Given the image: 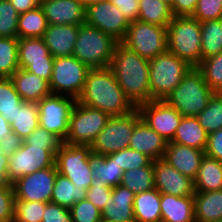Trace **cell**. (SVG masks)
<instances>
[{
	"instance_id": "cell-1",
	"label": "cell",
	"mask_w": 222,
	"mask_h": 222,
	"mask_svg": "<svg viewBox=\"0 0 222 222\" xmlns=\"http://www.w3.org/2000/svg\"><path fill=\"white\" fill-rule=\"evenodd\" d=\"M77 101L110 117L125 115L136 107L125 96L111 68H90Z\"/></svg>"
},
{
	"instance_id": "cell-2",
	"label": "cell",
	"mask_w": 222,
	"mask_h": 222,
	"mask_svg": "<svg viewBox=\"0 0 222 222\" xmlns=\"http://www.w3.org/2000/svg\"><path fill=\"white\" fill-rule=\"evenodd\" d=\"M109 67L125 96L135 107L152 101L148 59L118 42Z\"/></svg>"
},
{
	"instance_id": "cell-3",
	"label": "cell",
	"mask_w": 222,
	"mask_h": 222,
	"mask_svg": "<svg viewBox=\"0 0 222 222\" xmlns=\"http://www.w3.org/2000/svg\"><path fill=\"white\" fill-rule=\"evenodd\" d=\"M214 93L205 82L202 73L196 67H192L164 101L182 116L196 117L206 108Z\"/></svg>"
},
{
	"instance_id": "cell-4",
	"label": "cell",
	"mask_w": 222,
	"mask_h": 222,
	"mask_svg": "<svg viewBox=\"0 0 222 222\" xmlns=\"http://www.w3.org/2000/svg\"><path fill=\"white\" fill-rule=\"evenodd\" d=\"M167 49L197 67L202 61L200 22L192 16H174L167 26Z\"/></svg>"
},
{
	"instance_id": "cell-5",
	"label": "cell",
	"mask_w": 222,
	"mask_h": 222,
	"mask_svg": "<svg viewBox=\"0 0 222 222\" xmlns=\"http://www.w3.org/2000/svg\"><path fill=\"white\" fill-rule=\"evenodd\" d=\"M118 41L87 24L79 25L73 56L89 68L108 67Z\"/></svg>"
},
{
	"instance_id": "cell-6",
	"label": "cell",
	"mask_w": 222,
	"mask_h": 222,
	"mask_svg": "<svg viewBox=\"0 0 222 222\" xmlns=\"http://www.w3.org/2000/svg\"><path fill=\"white\" fill-rule=\"evenodd\" d=\"M192 68L168 49L149 60V85L152 100H164Z\"/></svg>"
},
{
	"instance_id": "cell-7",
	"label": "cell",
	"mask_w": 222,
	"mask_h": 222,
	"mask_svg": "<svg viewBox=\"0 0 222 222\" xmlns=\"http://www.w3.org/2000/svg\"><path fill=\"white\" fill-rule=\"evenodd\" d=\"M141 120L137 107L125 115L110 117L90 146L92 152L107 156L128 148L134 128Z\"/></svg>"
},
{
	"instance_id": "cell-8",
	"label": "cell",
	"mask_w": 222,
	"mask_h": 222,
	"mask_svg": "<svg viewBox=\"0 0 222 222\" xmlns=\"http://www.w3.org/2000/svg\"><path fill=\"white\" fill-rule=\"evenodd\" d=\"M121 43L142 58L151 60L167 50V27L139 20L130 22Z\"/></svg>"
},
{
	"instance_id": "cell-9",
	"label": "cell",
	"mask_w": 222,
	"mask_h": 222,
	"mask_svg": "<svg viewBox=\"0 0 222 222\" xmlns=\"http://www.w3.org/2000/svg\"><path fill=\"white\" fill-rule=\"evenodd\" d=\"M91 152L89 145L62 143L55 159L58 173L66 176L74 186L88 190L93 180L89 164Z\"/></svg>"
},
{
	"instance_id": "cell-10",
	"label": "cell",
	"mask_w": 222,
	"mask_h": 222,
	"mask_svg": "<svg viewBox=\"0 0 222 222\" xmlns=\"http://www.w3.org/2000/svg\"><path fill=\"white\" fill-rule=\"evenodd\" d=\"M89 69L73 55L54 58L52 77L49 82L51 93L77 100L83 90Z\"/></svg>"
},
{
	"instance_id": "cell-11",
	"label": "cell",
	"mask_w": 222,
	"mask_h": 222,
	"mask_svg": "<svg viewBox=\"0 0 222 222\" xmlns=\"http://www.w3.org/2000/svg\"><path fill=\"white\" fill-rule=\"evenodd\" d=\"M109 118L107 113L77 101L72 109L69 131L63 143L91 146Z\"/></svg>"
},
{
	"instance_id": "cell-12",
	"label": "cell",
	"mask_w": 222,
	"mask_h": 222,
	"mask_svg": "<svg viewBox=\"0 0 222 222\" xmlns=\"http://www.w3.org/2000/svg\"><path fill=\"white\" fill-rule=\"evenodd\" d=\"M77 100L73 97L51 94L37 102L39 126L57 136L62 142L69 131V120Z\"/></svg>"
},
{
	"instance_id": "cell-13",
	"label": "cell",
	"mask_w": 222,
	"mask_h": 222,
	"mask_svg": "<svg viewBox=\"0 0 222 222\" xmlns=\"http://www.w3.org/2000/svg\"><path fill=\"white\" fill-rule=\"evenodd\" d=\"M55 159L56 155L47 147H33L23 142L22 146L9 156V184L27 174L54 166Z\"/></svg>"
},
{
	"instance_id": "cell-14",
	"label": "cell",
	"mask_w": 222,
	"mask_h": 222,
	"mask_svg": "<svg viewBox=\"0 0 222 222\" xmlns=\"http://www.w3.org/2000/svg\"><path fill=\"white\" fill-rule=\"evenodd\" d=\"M85 24L98 28L121 42L130 22L116 5L107 0L85 8Z\"/></svg>"
},
{
	"instance_id": "cell-15",
	"label": "cell",
	"mask_w": 222,
	"mask_h": 222,
	"mask_svg": "<svg viewBox=\"0 0 222 222\" xmlns=\"http://www.w3.org/2000/svg\"><path fill=\"white\" fill-rule=\"evenodd\" d=\"M57 172L55 164L16 180L12 183L15 200L51 202Z\"/></svg>"
},
{
	"instance_id": "cell-16",
	"label": "cell",
	"mask_w": 222,
	"mask_h": 222,
	"mask_svg": "<svg viewBox=\"0 0 222 222\" xmlns=\"http://www.w3.org/2000/svg\"><path fill=\"white\" fill-rule=\"evenodd\" d=\"M141 119L167 142H171L182 115L164 100H152L137 107Z\"/></svg>"
},
{
	"instance_id": "cell-17",
	"label": "cell",
	"mask_w": 222,
	"mask_h": 222,
	"mask_svg": "<svg viewBox=\"0 0 222 222\" xmlns=\"http://www.w3.org/2000/svg\"><path fill=\"white\" fill-rule=\"evenodd\" d=\"M154 186L160 194L193 197L194 180L181 174L163 159L153 161Z\"/></svg>"
},
{
	"instance_id": "cell-18",
	"label": "cell",
	"mask_w": 222,
	"mask_h": 222,
	"mask_svg": "<svg viewBox=\"0 0 222 222\" xmlns=\"http://www.w3.org/2000/svg\"><path fill=\"white\" fill-rule=\"evenodd\" d=\"M40 7L48 25H82L85 7L78 0H44Z\"/></svg>"
},
{
	"instance_id": "cell-19",
	"label": "cell",
	"mask_w": 222,
	"mask_h": 222,
	"mask_svg": "<svg viewBox=\"0 0 222 222\" xmlns=\"http://www.w3.org/2000/svg\"><path fill=\"white\" fill-rule=\"evenodd\" d=\"M204 155L203 150L168 142L162 159L181 174L194 180Z\"/></svg>"
},
{
	"instance_id": "cell-20",
	"label": "cell",
	"mask_w": 222,
	"mask_h": 222,
	"mask_svg": "<svg viewBox=\"0 0 222 222\" xmlns=\"http://www.w3.org/2000/svg\"><path fill=\"white\" fill-rule=\"evenodd\" d=\"M135 193L128 188L118 185L112 187V194L101 211L103 222H135L134 219Z\"/></svg>"
},
{
	"instance_id": "cell-21",
	"label": "cell",
	"mask_w": 222,
	"mask_h": 222,
	"mask_svg": "<svg viewBox=\"0 0 222 222\" xmlns=\"http://www.w3.org/2000/svg\"><path fill=\"white\" fill-rule=\"evenodd\" d=\"M167 141L141 120L134 128L128 148L147 155L153 161L162 159Z\"/></svg>"
},
{
	"instance_id": "cell-22",
	"label": "cell",
	"mask_w": 222,
	"mask_h": 222,
	"mask_svg": "<svg viewBox=\"0 0 222 222\" xmlns=\"http://www.w3.org/2000/svg\"><path fill=\"white\" fill-rule=\"evenodd\" d=\"M79 25H48L42 39L50 54L56 57L72 56Z\"/></svg>"
},
{
	"instance_id": "cell-23",
	"label": "cell",
	"mask_w": 222,
	"mask_h": 222,
	"mask_svg": "<svg viewBox=\"0 0 222 222\" xmlns=\"http://www.w3.org/2000/svg\"><path fill=\"white\" fill-rule=\"evenodd\" d=\"M10 78L24 102L37 103L52 94L47 80L25 69L16 70Z\"/></svg>"
},
{
	"instance_id": "cell-24",
	"label": "cell",
	"mask_w": 222,
	"mask_h": 222,
	"mask_svg": "<svg viewBox=\"0 0 222 222\" xmlns=\"http://www.w3.org/2000/svg\"><path fill=\"white\" fill-rule=\"evenodd\" d=\"M161 222H196L193 197L160 194Z\"/></svg>"
},
{
	"instance_id": "cell-25",
	"label": "cell",
	"mask_w": 222,
	"mask_h": 222,
	"mask_svg": "<svg viewBox=\"0 0 222 222\" xmlns=\"http://www.w3.org/2000/svg\"><path fill=\"white\" fill-rule=\"evenodd\" d=\"M89 164L92 169V183H101L111 188L121 184L124 171L109 155L103 156L91 152Z\"/></svg>"
},
{
	"instance_id": "cell-26",
	"label": "cell",
	"mask_w": 222,
	"mask_h": 222,
	"mask_svg": "<svg viewBox=\"0 0 222 222\" xmlns=\"http://www.w3.org/2000/svg\"><path fill=\"white\" fill-rule=\"evenodd\" d=\"M171 142L205 151L208 133L197 117L183 116Z\"/></svg>"
},
{
	"instance_id": "cell-27",
	"label": "cell",
	"mask_w": 222,
	"mask_h": 222,
	"mask_svg": "<svg viewBox=\"0 0 222 222\" xmlns=\"http://www.w3.org/2000/svg\"><path fill=\"white\" fill-rule=\"evenodd\" d=\"M196 222H222V190L195 192Z\"/></svg>"
},
{
	"instance_id": "cell-28",
	"label": "cell",
	"mask_w": 222,
	"mask_h": 222,
	"mask_svg": "<svg viewBox=\"0 0 222 222\" xmlns=\"http://www.w3.org/2000/svg\"><path fill=\"white\" fill-rule=\"evenodd\" d=\"M195 192L222 190V162L204 155L194 179Z\"/></svg>"
},
{
	"instance_id": "cell-29",
	"label": "cell",
	"mask_w": 222,
	"mask_h": 222,
	"mask_svg": "<svg viewBox=\"0 0 222 222\" xmlns=\"http://www.w3.org/2000/svg\"><path fill=\"white\" fill-rule=\"evenodd\" d=\"M19 69H26L31 63L54 61V57L42 38H18Z\"/></svg>"
},
{
	"instance_id": "cell-30",
	"label": "cell",
	"mask_w": 222,
	"mask_h": 222,
	"mask_svg": "<svg viewBox=\"0 0 222 222\" xmlns=\"http://www.w3.org/2000/svg\"><path fill=\"white\" fill-rule=\"evenodd\" d=\"M135 222H161L160 193L154 188L135 194Z\"/></svg>"
},
{
	"instance_id": "cell-31",
	"label": "cell",
	"mask_w": 222,
	"mask_h": 222,
	"mask_svg": "<svg viewBox=\"0 0 222 222\" xmlns=\"http://www.w3.org/2000/svg\"><path fill=\"white\" fill-rule=\"evenodd\" d=\"M87 190L74 184L57 172L51 202L70 209L76 202L86 199Z\"/></svg>"
},
{
	"instance_id": "cell-32",
	"label": "cell",
	"mask_w": 222,
	"mask_h": 222,
	"mask_svg": "<svg viewBox=\"0 0 222 222\" xmlns=\"http://www.w3.org/2000/svg\"><path fill=\"white\" fill-rule=\"evenodd\" d=\"M202 60L222 52V18L200 22Z\"/></svg>"
},
{
	"instance_id": "cell-33",
	"label": "cell",
	"mask_w": 222,
	"mask_h": 222,
	"mask_svg": "<svg viewBox=\"0 0 222 222\" xmlns=\"http://www.w3.org/2000/svg\"><path fill=\"white\" fill-rule=\"evenodd\" d=\"M171 6L161 0H139V21L167 27L173 19Z\"/></svg>"
},
{
	"instance_id": "cell-34",
	"label": "cell",
	"mask_w": 222,
	"mask_h": 222,
	"mask_svg": "<svg viewBox=\"0 0 222 222\" xmlns=\"http://www.w3.org/2000/svg\"><path fill=\"white\" fill-rule=\"evenodd\" d=\"M48 26L43 10L39 6L33 10L19 14L17 37L42 38Z\"/></svg>"
},
{
	"instance_id": "cell-35",
	"label": "cell",
	"mask_w": 222,
	"mask_h": 222,
	"mask_svg": "<svg viewBox=\"0 0 222 222\" xmlns=\"http://www.w3.org/2000/svg\"><path fill=\"white\" fill-rule=\"evenodd\" d=\"M12 131L23 140L39 126V113L37 103L24 102L12 119Z\"/></svg>"
},
{
	"instance_id": "cell-36",
	"label": "cell",
	"mask_w": 222,
	"mask_h": 222,
	"mask_svg": "<svg viewBox=\"0 0 222 222\" xmlns=\"http://www.w3.org/2000/svg\"><path fill=\"white\" fill-rule=\"evenodd\" d=\"M135 194L154 189L153 166L139 167L138 169L124 171L121 184Z\"/></svg>"
},
{
	"instance_id": "cell-37",
	"label": "cell",
	"mask_w": 222,
	"mask_h": 222,
	"mask_svg": "<svg viewBox=\"0 0 222 222\" xmlns=\"http://www.w3.org/2000/svg\"><path fill=\"white\" fill-rule=\"evenodd\" d=\"M24 101L21 96L16 92L11 78L0 77V115H2L9 123Z\"/></svg>"
},
{
	"instance_id": "cell-38",
	"label": "cell",
	"mask_w": 222,
	"mask_h": 222,
	"mask_svg": "<svg viewBox=\"0 0 222 222\" xmlns=\"http://www.w3.org/2000/svg\"><path fill=\"white\" fill-rule=\"evenodd\" d=\"M18 69V37H0V77L10 78Z\"/></svg>"
},
{
	"instance_id": "cell-39",
	"label": "cell",
	"mask_w": 222,
	"mask_h": 222,
	"mask_svg": "<svg viewBox=\"0 0 222 222\" xmlns=\"http://www.w3.org/2000/svg\"><path fill=\"white\" fill-rule=\"evenodd\" d=\"M196 117L208 134L222 129V93L215 92L206 108Z\"/></svg>"
},
{
	"instance_id": "cell-40",
	"label": "cell",
	"mask_w": 222,
	"mask_h": 222,
	"mask_svg": "<svg viewBox=\"0 0 222 222\" xmlns=\"http://www.w3.org/2000/svg\"><path fill=\"white\" fill-rule=\"evenodd\" d=\"M196 68L214 92L222 93V52L203 59Z\"/></svg>"
},
{
	"instance_id": "cell-41",
	"label": "cell",
	"mask_w": 222,
	"mask_h": 222,
	"mask_svg": "<svg viewBox=\"0 0 222 222\" xmlns=\"http://www.w3.org/2000/svg\"><path fill=\"white\" fill-rule=\"evenodd\" d=\"M109 156L116 161L119 168H122L123 171L134 170L144 166H153V160L150 157L130 148L114 152Z\"/></svg>"
},
{
	"instance_id": "cell-42",
	"label": "cell",
	"mask_w": 222,
	"mask_h": 222,
	"mask_svg": "<svg viewBox=\"0 0 222 222\" xmlns=\"http://www.w3.org/2000/svg\"><path fill=\"white\" fill-rule=\"evenodd\" d=\"M46 203L14 200L13 222H42Z\"/></svg>"
},
{
	"instance_id": "cell-43",
	"label": "cell",
	"mask_w": 222,
	"mask_h": 222,
	"mask_svg": "<svg viewBox=\"0 0 222 222\" xmlns=\"http://www.w3.org/2000/svg\"><path fill=\"white\" fill-rule=\"evenodd\" d=\"M19 13L9 0H0V37H17Z\"/></svg>"
},
{
	"instance_id": "cell-44",
	"label": "cell",
	"mask_w": 222,
	"mask_h": 222,
	"mask_svg": "<svg viewBox=\"0 0 222 222\" xmlns=\"http://www.w3.org/2000/svg\"><path fill=\"white\" fill-rule=\"evenodd\" d=\"M23 142L26 145L33 147H47L55 155L57 154L60 145L63 143L57 136L48 132L41 126H38L34 131L27 136Z\"/></svg>"
},
{
	"instance_id": "cell-45",
	"label": "cell",
	"mask_w": 222,
	"mask_h": 222,
	"mask_svg": "<svg viewBox=\"0 0 222 222\" xmlns=\"http://www.w3.org/2000/svg\"><path fill=\"white\" fill-rule=\"evenodd\" d=\"M73 222H101V211L89 200L76 202L71 208Z\"/></svg>"
},
{
	"instance_id": "cell-46",
	"label": "cell",
	"mask_w": 222,
	"mask_h": 222,
	"mask_svg": "<svg viewBox=\"0 0 222 222\" xmlns=\"http://www.w3.org/2000/svg\"><path fill=\"white\" fill-rule=\"evenodd\" d=\"M192 17L199 22L221 19L222 0H198L197 7Z\"/></svg>"
},
{
	"instance_id": "cell-47",
	"label": "cell",
	"mask_w": 222,
	"mask_h": 222,
	"mask_svg": "<svg viewBox=\"0 0 222 222\" xmlns=\"http://www.w3.org/2000/svg\"><path fill=\"white\" fill-rule=\"evenodd\" d=\"M14 200L12 185L0 184V222H13Z\"/></svg>"
},
{
	"instance_id": "cell-48",
	"label": "cell",
	"mask_w": 222,
	"mask_h": 222,
	"mask_svg": "<svg viewBox=\"0 0 222 222\" xmlns=\"http://www.w3.org/2000/svg\"><path fill=\"white\" fill-rule=\"evenodd\" d=\"M111 194V187L101 185V183H91V187L87 190L86 199L102 211Z\"/></svg>"
},
{
	"instance_id": "cell-49",
	"label": "cell",
	"mask_w": 222,
	"mask_h": 222,
	"mask_svg": "<svg viewBox=\"0 0 222 222\" xmlns=\"http://www.w3.org/2000/svg\"><path fill=\"white\" fill-rule=\"evenodd\" d=\"M42 222H73L70 209L48 202L44 208Z\"/></svg>"
},
{
	"instance_id": "cell-50",
	"label": "cell",
	"mask_w": 222,
	"mask_h": 222,
	"mask_svg": "<svg viewBox=\"0 0 222 222\" xmlns=\"http://www.w3.org/2000/svg\"><path fill=\"white\" fill-rule=\"evenodd\" d=\"M205 154L222 162V129L208 134Z\"/></svg>"
},
{
	"instance_id": "cell-51",
	"label": "cell",
	"mask_w": 222,
	"mask_h": 222,
	"mask_svg": "<svg viewBox=\"0 0 222 222\" xmlns=\"http://www.w3.org/2000/svg\"><path fill=\"white\" fill-rule=\"evenodd\" d=\"M116 5L129 22L136 21L139 16V0H109Z\"/></svg>"
},
{
	"instance_id": "cell-52",
	"label": "cell",
	"mask_w": 222,
	"mask_h": 222,
	"mask_svg": "<svg viewBox=\"0 0 222 222\" xmlns=\"http://www.w3.org/2000/svg\"><path fill=\"white\" fill-rule=\"evenodd\" d=\"M198 0H174L171 10L173 16H193Z\"/></svg>"
},
{
	"instance_id": "cell-53",
	"label": "cell",
	"mask_w": 222,
	"mask_h": 222,
	"mask_svg": "<svg viewBox=\"0 0 222 222\" xmlns=\"http://www.w3.org/2000/svg\"><path fill=\"white\" fill-rule=\"evenodd\" d=\"M53 62L54 61L31 63L25 70L50 82Z\"/></svg>"
},
{
	"instance_id": "cell-54",
	"label": "cell",
	"mask_w": 222,
	"mask_h": 222,
	"mask_svg": "<svg viewBox=\"0 0 222 222\" xmlns=\"http://www.w3.org/2000/svg\"><path fill=\"white\" fill-rule=\"evenodd\" d=\"M23 144V139L20 138L16 133L12 132L6 137H3L0 140V146L3 150V153L10 156L16 150H18Z\"/></svg>"
},
{
	"instance_id": "cell-55",
	"label": "cell",
	"mask_w": 222,
	"mask_h": 222,
	"mask_svg": "<svg viewBox=\"0 0 222 222\" xmlns=\"http://www.w3.org/2000/svg\"><path fill=\"white\" fill-rule=\"evenodd\" d=\"M16 11L21 14L40 6V0H9Z\"/></svg>"
},
{
	"instance_id": "cell-56",
	"label": "cell",
	"mask_w": 222,
	"mask_h": 222,
	"mask_svg": "<svg viewBox=\"0 0 222 222\" xmlns=\"http://www.w3.org/2000/svg\"><path fill=\"white\" fill-rule=\"evenodd\" d=\"M8 161V155L2 154L0 156V184L3 185H12L8 182Z\"/></svg>"
},
{
	"instance_id": "cell-57",
	"label": "cell",
	"mask_w": 222,
	"mask_h": 222,
	"mask_svg": "<svg viewBox=\"0 0 222 222\" xmlns=\"http://www.w3.org/2000/svg\"><path fill=\"white\" fill-rule=\"evenodd\" d=\"M12 132V127L9 121H7L2 115H0V140Z\"/></svg>"
},
{
	"instance_id": "cell-58",
	"label": "cell",
	"mask_w": 222,
	"mask_h": 222,
	"mask_svg": "<svg viewBox=\"0 0 222 222\" xmlns=\"http://www.w3.org/2000/svg\"><path fill=\"white\" fill-rule=\"evenodd\" d=\"M78 1L81 2L83 6L86 8L87 6L91 4L102 2V1H107V0H78Z\"/></svg>"
},
{
	"instance_id": "cell-59",
	"label": "cell",
	"mask_w": 222,
	"mask_h": 222,
	"mask_svg": "<svg viewBox=\"0 0 222 222\" xmlns=\"http://www.w3.org/2000/svg\"><path fill=\"white\" fill-rule=\"evenodd\" d=\"M161 1L167 3L169 6H172L174 0H161Z\"/></svg>"
},
{
	"instance_id": "cell-60",
	"label": "cell",
	"mask_w": 222,
	"mask_h": 222,
	"mask_svg": "<svg viewBox=\"0 0 222 222\" xmlns=\"http://www.w3.org/2000/svg\"><path fill=\"white\" fill-rule=\"evenodd\" d=\"M2 154H4V153H3V150H2V148H1V146H0V156H1Z\"/></svg>"
}]
</instances>
